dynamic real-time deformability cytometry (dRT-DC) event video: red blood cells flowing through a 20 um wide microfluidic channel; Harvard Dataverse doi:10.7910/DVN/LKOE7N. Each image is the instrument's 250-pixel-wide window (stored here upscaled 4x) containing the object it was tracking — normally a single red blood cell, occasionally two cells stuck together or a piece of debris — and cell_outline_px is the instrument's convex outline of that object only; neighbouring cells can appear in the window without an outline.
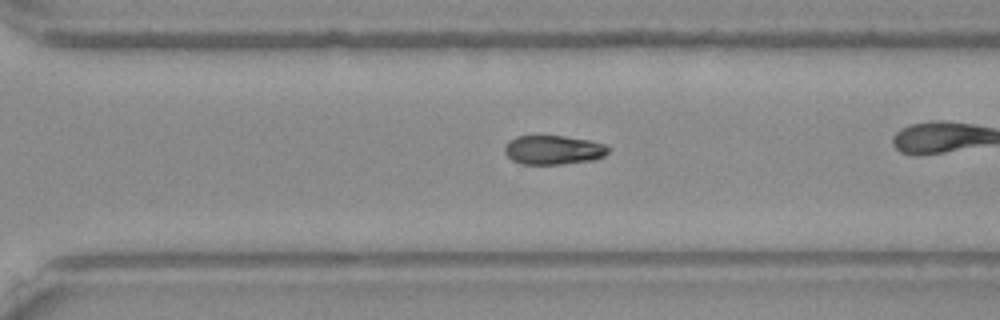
{"species": "Egyptian fruit bat (a non-hibernating species)", "species_latin": "Rousettus aegyptiacus", "temperature_condition": "warm", "stored_images_in_passage": 44, "camera_frame_rate_fps": 3000, "um_per_image_px": 0.085, "frame": {"image": 1, "passage_image": 38, "time_ms": 12.333, "image_size_px": [1000, 320], "cell_outline_px": [[612, 148], [604, 156], [596, 160], [560, 164], [520, 164], [512, 160], [504, 152], [504, 148], [508, 140], [516, 136], [564, 136], [588, 140], [604, 144]], "centroid_in_image_um": [47.04, 12.75], "position_along_channel_um": 323.6, "area_um2": 17.74}, "authors_computed_cell_mechanics": {"area_um2": 18.496, "velocity_mm_per_s": 3.989, "shape_relaxation_time_tau1_ms": 10.477, "shape_relaxation_time_tau2_ms": null, "deformation_change_tau1": 0.1859, "deformation_change_tau2": null}}